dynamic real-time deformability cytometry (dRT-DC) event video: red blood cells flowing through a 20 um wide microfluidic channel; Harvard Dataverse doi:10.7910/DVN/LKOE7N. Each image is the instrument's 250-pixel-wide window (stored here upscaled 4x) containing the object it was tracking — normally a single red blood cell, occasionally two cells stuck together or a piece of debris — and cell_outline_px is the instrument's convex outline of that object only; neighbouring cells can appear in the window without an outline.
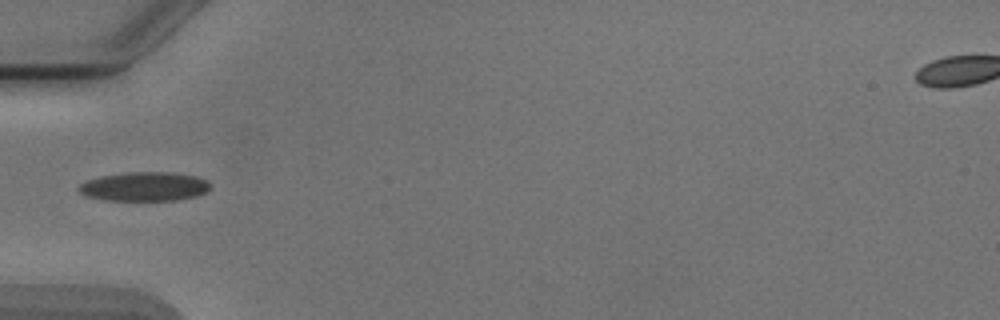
{"species": "Egyptian fruit bat (a non-hibernating species)", "species_latin": "Rousettus aegyptiacus", "temperature_condition": "cold", "stored_images_in_passage": 7, "camera_frame_rate_fps": 3000, "um_per_image_px": 0.085, "animal": {"sex": "male"}, "frame": {"image": 1, "passage_image": 6, "time_ms": 6.0, "image_size_px": [1000, 320], "cell_outline_px": [[212, 188], [208, 192], [196, 196], [176, 200], [104, 200], [88, 196], [80, 192], [76, 188], [80, 184], [88, 180], [100, 176], [128, 172], [172, 172], [196, 176], [208, 180], [212, 184]], "centroid_in_image_um": [12.34, 15.85], "position_along_channel_um": 72.7, "area_um2": 22.48}}
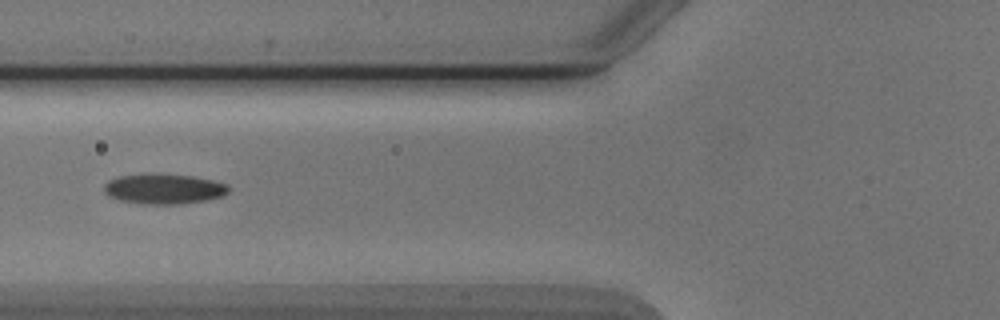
{"frame": {"image": 2, "passage_image": 7, "time_ms": 7.0, "image_size_px": [1000, 320], "cell_outline_px": [[228, 192], [224, 196], [208, 200], [180, 204], [140, 204], [120, 200], [108, 196], [104, 192], [104, 184], [108, 180], [120, 176], [192, 176], [212, 180], [228, 184]], "centroid_in_image_um": [13.95, 16.1], "position_along_channel_um": 111.8, "area_um2": 21.27}}